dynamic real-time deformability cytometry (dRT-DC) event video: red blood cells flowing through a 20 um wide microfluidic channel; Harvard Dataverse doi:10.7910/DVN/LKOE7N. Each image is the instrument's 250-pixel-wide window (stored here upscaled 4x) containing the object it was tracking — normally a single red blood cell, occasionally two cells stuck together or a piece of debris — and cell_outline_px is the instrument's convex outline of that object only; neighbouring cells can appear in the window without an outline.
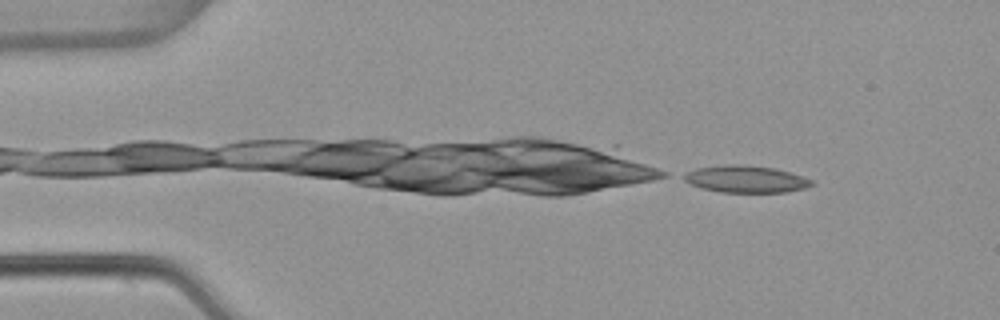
{"species": "common noctule bat (a hibernating species)", "species_latin": "Nyctalus noctula", "temperature_condition": "warm", "stored_images_in_passage": 47, "camera_frame_rate_fps": 3000, "um_per_image_px": 0.085, "animal": {"sex": "female", "body_mass_g": 22.7, "forearm_length_mm": 54.2}, "frame": {"image": 1, "passage_image": 1, "time_ms": 0.0, "image_size_px": [1000, 320], "cell_outline_px": [[816, 184], [804, 188], [788, 192], [720, 192], [700, 188], [676, 176], [684, 172], [696, 168], [728, 164], [740, 164], [776, 168], [804, 176], [812, 180]], "centroid_in_image_um": [63.35, 15.21], "position_along_channel_um": 21.6, "area_um2": 20.52}}
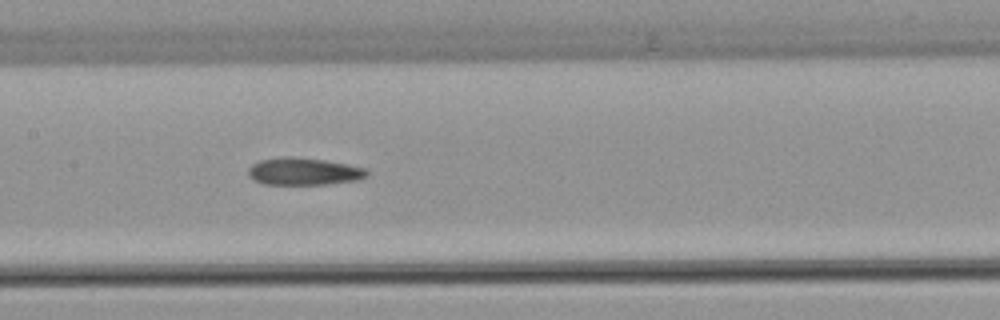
{"frame": {"image": 2, "passage_image": 20, "time_ms": 6.333, "image_size_px": [1000, 320], "cell_outline_px": [[368, 176], [360, 180], [328, 184], [264, 184], [248, 176], [248, 168], [252, 164], [260, 160], [284, 156], [292, 156], [324, 160], [348, 164], [368, 168]], "centroid_in_image_um": [25.86, 14.57], "position_along_channel_um": 181.5, "area_um2": 19.07}}
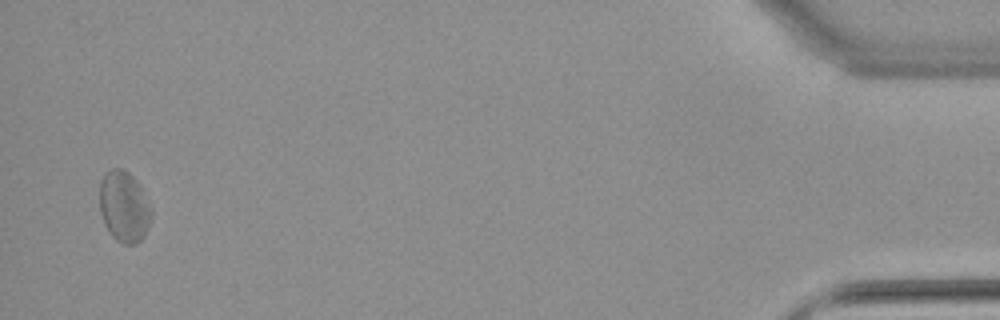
{"frame": {"image": 3, "passage_image": 46, "time_ms": 15.0, "image_size_px": [1000, 320], "cell_outline_px": [[152, 216], [144, 236], [136, 244], [124, 244], [116, 240], [112, 236], [104, 224], [100, 212], [100, 180], [104, 172], [112, 168], [120, 168], [128, 172], [140, 184], [152, 208]], "centroid_in_image_um": [10.55, 17.55], "position_along_channel_um": 424.7, "area_um2": 21.68}, "authors_computed_cell_mechanics": {"area_um2": 19.4786, "velocity_mm_per_s": 3.8254, "shape_relaxation_time_tau1_ms": null, "shape_relaxation_time_tau2_ms": 4.6643, "deformation_change_tau1": null, "deformation_change_tau2": 0.1472}}